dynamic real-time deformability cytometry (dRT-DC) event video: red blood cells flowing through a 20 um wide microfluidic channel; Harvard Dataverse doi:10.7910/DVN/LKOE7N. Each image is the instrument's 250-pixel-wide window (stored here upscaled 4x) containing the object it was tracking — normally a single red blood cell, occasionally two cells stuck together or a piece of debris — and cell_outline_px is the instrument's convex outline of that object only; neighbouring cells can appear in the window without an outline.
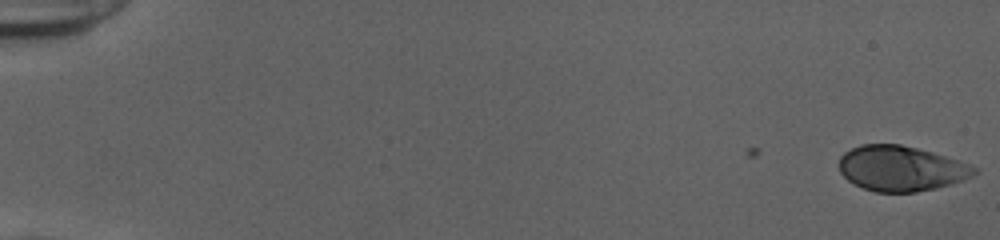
{"species": "human", "species_latin": "Homo sapiens", "temperature_condition": "cold", "stored_images_in_passage": 21, "camera_frame_rate_fps": 3000, "um_per_image_px": 0.085, "donor": {"sex": "female"}, "frame": {"image": 1, "passage_image": 1, "time_ms": 0.0, "image_size_px": [1000, 240], "cell_outline_px": [[980, 172], [972, 176], [936, 188], [916, 192], [876, 192], [852, 184], [840, 172], [840, 156], [844, 152], [860, 144], [900, 144], [932, 152], [968, 164], [976, 168]], "centroid_in_image_um": [76.55, 14.32], "position_along_channel_um": 8.4, "area_um2": 35.37}}
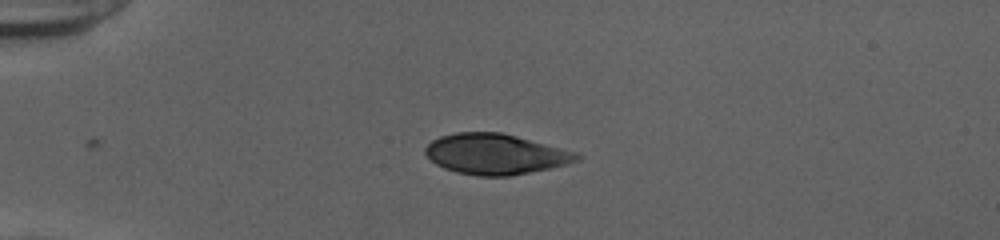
{"frame": {"image": 2, "passage_image": 15, "time_ms": 4.667, "image_size_px": [1000, 240], "cell_outline_px": [[580, 160], [568, 164], [508, 176], [476, 176], [456, 172], [444, 168], [436, 164], [424, 152], [424, 148], [432, 140], [440, 136], [456, 132], [500, 132], [580, 152]], "centroid_in_image_um": [42.13, 13.09], "position_along_channel_um": 42.9, "area_um2": 35.78}}
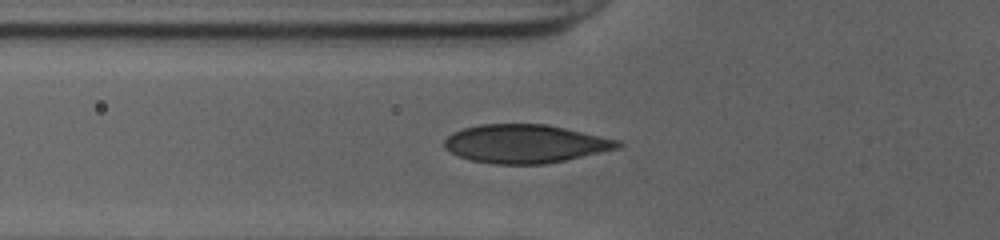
{"frame": {"image": 3, "passage_image": 21, "time_ms": 6.667, "image_size_px": [1000, 240], "cell_outline_px": [[624, 144], [620, 148], [564, 160], [544, 164], [492, 164], [472, 160], [460, 156], [444, 148], [444, 140], [452, 132], [464, 128], [480, 124], [548, 124], [620, 140]], "centroid_in_image_um": [44.66, 12.21], "position_along_channel_um": 81.1, "area_um2": 38.84}}